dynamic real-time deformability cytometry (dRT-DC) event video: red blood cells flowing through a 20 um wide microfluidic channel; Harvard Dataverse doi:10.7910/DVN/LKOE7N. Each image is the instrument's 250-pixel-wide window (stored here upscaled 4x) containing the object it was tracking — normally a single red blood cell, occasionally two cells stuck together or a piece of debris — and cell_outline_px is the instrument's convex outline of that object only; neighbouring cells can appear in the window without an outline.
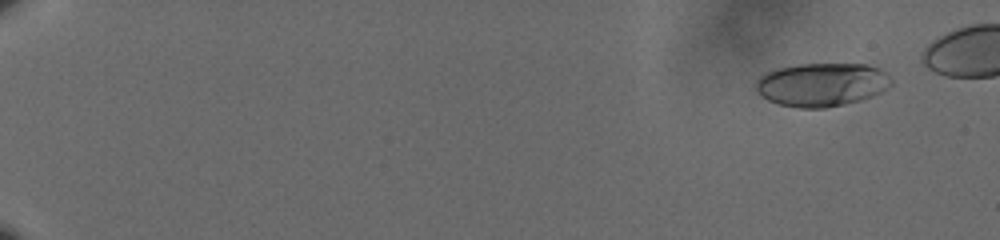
{"species": "human", "species_latin": "Homo sapiens", "temperature_condition": "cold", "stored_images_in_passage": 60, "camera_frame_rate_fps": 3000, "um_per_image_px": 0.085, "donor": {"sex": "male"}, "frame": {"image": 1, "passage_image": 6, "time_ms": 1.667, "image_size_px": [1000, 240], "cell_outline_px": [[892, 84], [888, 88], [872, 96], [860, 100], [844, 104], [824, 108], [800, 108], [780, 104], [768, 100], [760, 96], [756, 88], [756, 80], [764, 72], [776, 68], [800, 64], [868, 64], [880, 68], [892, 80]], "centroid_in_image_um": [69.84, 7.18], "position_along_channel_um": 15.2, "area_um2": 34.45}}
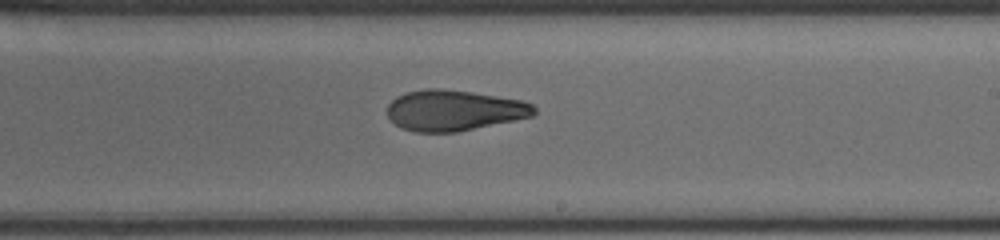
{"frame": {"image": 2, "passage_image": 41, "time_ms": 13.333, "image_size_px": [1000, 240], "cell_outline_px": [[536, 112], [532, 116], [456, 132], [416, 132], [400, 128], [388, 116], [388, 104], [396, 96], [404, 92], [428, 88], [436, 88], [472, 92], [520, 100], [532, 104], [536, 108]], "centroid_in_image_um": [38.55, 9.38], "position_along_channel_um": 250.4, "area_um2": 34.62}}
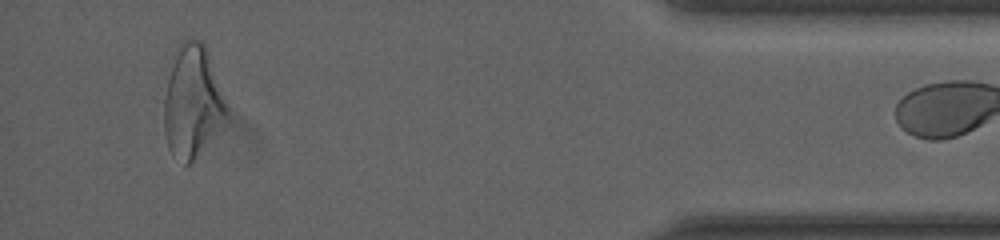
{"frame": {"image": 3, "passage_image": 59, "time_ms": 19.333, "image_size_px": [1000, 240], "cell_outline_px": [[228, 112], [192, 160], [184, 168], [172, 156], [168, 148], [164, 132], [164, 96], [172, 56], [180, 40], [192, 36], [200, 40], [204, 44], [208, 52], [228, 108]], "centroid_in_image_um": [16.28, 8.56], "position_along_channel_um": 418.9, "area_um2": 40.52}}